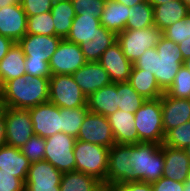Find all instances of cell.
<instances>
[{"mask_svg":"<svg viewBox=\"0 0 190 191\" xmlns=\"http://www.w3.org/2000/svg\"><path fill=\"white\" fill-rule=\"evenodd\" d=\"M50 77L23 75L4 84L8 107L29 109L49 100Z\"/></svg>","mask_w":190,"mask_h":191,"instance_id":"6da1fadb","label":"cell"},{"mask_svg":"<svg viewBox=\"0 0 190 191\" xmlns=\"http://www.w3.org/2000/svg\"><path fill=\"white\" fill-rule=\"evenodd\" d=\"M130 165L136 181L154 183L163 177L162 144L141 142L131 145Z\"/></svg>","mask_w":190,"mask_h":191,"instance_id":"7a4b0ae2","label":"cell"},{"mask_svg":"<svg viewBox=\"0 0 190 191\" xmlns=\"http://www.w3.org/2000/svg\"><path fill=\"white\" fill-rule=\"evenodd\" d=\"M134 116L139 143L146 142L161 145L165 136L161 97L157 99H147L143 105L135 111Z\"/></svg>","mask_w":190,"mask_h":191,"instance_id":"3957f363","label":"cell"},{"mask_svg":"<svg viewBox=\"0 0 190 191\" xmlns=\"http://www.w3.org/2000/svg\"><path fill=\"white\" fill-rule=\"evenodd\" d=\"M155 78L159 87L166 90L173 84L176 74L186 64L179 45L162 36L156 45Z\"/></svg>","mask_w":190,"mask_h":191,"instance_id":"277c9868","label":"cell"},{"mask_svg":"<svg viewBox=\"0 0 190 191\" xmlns=\"http://www.w3.org/2000/svg\"><path fill=\"white\" fill-rule=\"evenodd\" d=\"M73 153L76 171L91 175L103 184L106 182L109 148L76 140Z\"/></svg>","mask_w":190,"mask_h":191,"instance_id":"5b68a950","label":"cell"},{"mask_svg":"<svg viewBox=\"0 0 190 191\" xmlns=\"http://www.w3.org/2000/svg\"><path fill=\"white\" fill-rule=\"evenodd\" d=\"M162 36L163 32L159 28L151 26L139 30H124L117 34V42L125 57L133 63L147 49L156 47Z\"/></svg>","mask_w":190,"mask_h":191,"instance_id":"8992f818","label":"cell"},{"mask_svg":"<svg viewBox=\"0 0 190 191\" xmlns=\"http://www.w3.org/2000/svg\"><path fill=\"white\" fill-rule=\"evenodd\" d=\"M45 140L44 160L62 173L76 171L73 151L77 139L64 132H57Z\"/></svg>","mask_w":190,"mask_h":191,"instance_id":"52a82bcc","label":"cell"},{"mask_svg":"<svg viewBox=\"0 0 190 191\" xmlns=\"http://www.w3.org/2000/svg\"><path fill=\"white\" fill-rule=\"evenodd\" d=\"M59 108L87 107V97L72 75H51L49 100Z\"/></svg>","mask_w":190,"mask_h":191,"instance_id":"ba28073f","label":"cell"},{"mask_svg":"<svg viewBox=\"0 0 190 191\" xmlns=\"http://www.w3.org/2000/svg\"><path fill=\"white\" fill-rule=\"evenodd\" d=\"M131 145L115 143L109 148V159L105 185H117L136 181L130 165Z\"/></svg>","mask_w":190,"mask_h":191,"instance_id":"9c48e42d","label":"cell"},{"mask_svg":"<svg viewBox=\"0 0 190 191\" xmlns=\"http://www.w3.org/2000/svg\"><path fill=\"white\" fill-rule=\"evenodd\" d=\"M6 145L21 148L34 136L29 109L9 107L5 115Z\"/></svg>","mask_w":190,"mask_h":191,"instance_id":"30bf717a","label":"cell"},{"mask_svg":"<svg viewBox=\"0 0 190 191\" xmlns=\"http://www.w3.org/2000/svg\"><path fill=\"white\" fill-rule=\"evenodd\" d=\"M48 63L51 75H72L86 60L79 45L62 39Z\"/></svg>","mask_w":190,"mask_h":191,"instance_id":"8fae6325","label":"cell"},{"mask_svg":"<svg viewBox=\"0 0 190 191\" xmlns=\"http://www.w3.org/2000/svg\"><path fill=\"white\" fill-rule=\"evenodd\" d=\"M76 139L107 148H111L115 144L107 117L92 112L86 114Z\"/></svg>","mask_w":190,"mask_h":191,"instance_id":"7c38bea8","label":"cell"},{"mask_svg":"<svg viewBox=\"0 0 190 191\" xmlns=\"http://www.w3.org/2000/svg\"><path fill=\"white\" fill-rule=\"evenodd\" d=\"M34 134L43 138L61 132L60 108L50 101L29 108Z\"/></svg>","mask_w":190,"mask_h":191,"instance_id":"4fadbf2b","label":"cell"},{"mask_svg":"<svg viewBox=\"0 0 190 191\" xmlns=\"http://www.w3.org/2000/svg\"><path fill=\"white\" fill-rule=\"evenodd\" d=\"M61 40L62 38L59 36L26 34L17 43L25 54V60L49 62Z\"/></svg>","mask_w":190,"mask_h":191,"instance_id":"5bb4252c","label":"cell"},{"mask_svg":"<svg viewBox=\"0 0 190 191\" xmlns=\"http://www.w3.org/2000/svg\"><path fill=\"white\" fill-rule=\"evenodd\" d=\"M27 34V15L20 3L0 8V35L15 43Z\"/></svg>","mask_w":190,"mask_h":191,"instance_id":"9a60e30c","label":"cell"},{"mask_svg":"<svg viewBox=\"0 0 190 191\" xmlns=\"http://www.w3.org/2000/svg\"><path fill=\"white\" fill-rule=\"evenodd\" d=\"M72 77L86 97L112 83L107 71L99 62H86Z\"/></svg>","mask_w":190,"mask_h":191,"instance_id":"2e32d148","label":"cell"},{"mask_svg":"<svg viewBox=\"0 0 190 191\" xmlns=\"http://www.w3.org/2000/svg\"><path fill=\"white\" fill-rule=\"evenodd\" d=\"M98 62L107 71L112 83L129 81L133 64L125 57L118 42L110 46Z\"/></svg>","mask_w":190,"mask_h":191,"instance_id":"e0dca14e","label":"cell"},{"mask_svg":"<svg viewBox=\"0 0 190 191\" xmlns=\"http://www.w3.org/2000/svg\"><path fill=\"white\" fill-rule=\"evenodd\" d=\"M161 107L164 133L190 120V99L170 97L164 92Z\"/></svg>","mask_w":190,"mask_h":191,"instance_id":"ac0fdd59","label":"cell"},{"mask_svg":"<svg viewBox=\"0 0 190 191\" xmlns=\"http://www.w3.org/2000/svg\"><path fill=\"white\" fill-rule=\"evenodd\" d=\"M162 151L164 154L163 177L185 183L190 170V159L185 150L162 144Z\"/></svg>","mask_w":190,"mask_h":191,"instance_id":"d6986e66","label":"cell"},{"mask_svg":"<svg viewBox=\"0 0 190 191\" xmlns=\"http://www.w3.org/2000/svg\"><path fill=\"white\" fill-rule=\"evenodd\" d=\"M107 119L111 125L115 143L129 145L139 143L134 113L117 110L107 116Z\"/></svg>","mask_w":190,"mask_h":191,"instance_id":"ffe728a7","label":"cell"},{"mask_svg":"<svg viewBox=\"0 0 190 191\" xmlns=\"http://www.w3.org/2000/svg\"><path fill=\"white\" fill-rule=\"evenodd\" d=\"M30 164L28 158L22 154L19 148L8 145L0 147V169L3 170L2 172L11 173L25 183Z\"/></svg>","mask_w":190,"mask_h":191,"instance_id":"44dd1931","label":"cell"},{"mask_svg":"<svg viewBox=\"0 0 190 191\" xmlns=\"http://www.w3.org/2000/svg\"><path fill=\"white\" fill-rule=\"evenodd\" d=\"M89 112L105 117L115 113L117 107V83H111L87 97Z\"/></svg>","mask_w":190,"mask_h":191,"instance_id":"7402d4cb","label":"cell"},{"mask_svg":"<svg viewBox=\"0 0 190 191\" xmlns=\"http://www.w3.org/2000/svg\"><path fill=\"white\" fill-rule=\"evenodd\" d=\"M100 26L101 22L98 17L76 15L66 40L77 45L86 44L100 33Z\"/></svg>","mask_w":190,"mask_h":191,"instance_id":"603a6c76","label":"cell"},{"mask_svg":"<svg viewBox=\"0 0 190 191\" xmlns=\"http://www.w3.org/2000/svg\"><path fill=\"white\" fill-rule=\"evenodd\" d=\"M154 26L162 32L173 23L185 19L190 9L181 1L173 0L162 5L153 7Z\"/></svg>","mask_w":190,"mask_h":191,"instance_id":"cb8c5ba5","label":"cell"},{"mask_svg":"<svg viewBox=\"0 0 190 191\" xmlns=\"http://www.w3.org/2000/svg\"><path fill=\"white\" fill-rule=\"evenodd\" d=\"M128 6L115 0H106L103 13L100 16L101 25L109 31L119 34L125 30L129 18Z\"/></svg>","mask_w":190,"mask_h":191,"instance_id":"d4e9b609","label":"cell"},{"mask_svg":"<svg viewBox=\"0 0 190 191\" xmlns=\"http://www.w3.org/2000/svg\"><path fill=\"white\" fill-rule=\"evenodd\" d=\"M0 75L4 84L11 79L26 75L25 54L17 42L0 61Z\"/></svg>","mask_w":190,"mask_h":191,"instance_id":"484cf974","label":"cell"},{"mask_svg":"<svg viewBox=\"0 0 190 191\" xmlns=\"http://www.w3.org/2000/svg\"><path fill=\"white\" fill-rule=\"evenodd\" d=\"M128 82L145 99H157L164 94V91L158 85L155 75L146 72V70L132 68Z\"/></svg>","mask_w":190,"mask_h":191,"instance_id":"4316f807","label":"cell"},{"mask_svg":"<svg viewBox=\"0 0 190 191\" xmlns=\"http://www.w3.org/2000/svg\"><path fill=\"white\" fill-rule=\"evenodd\" d=\"M62 174L46 160L34 162L30 164L25 185H60Z\"/></svg>","mask_w":190,"mask_h":191,"instance_id":"83f0119b","label":"cell"},{"mask_svg":"<svg viewBox=\"0 0 190 191\" xmlns=\"http://www.w3.org/2000/svg\"><path fill=\"white\" fill-rule=\"evenodd\" d=\"M117 42V34L100 26L98 33L92 41L86 44H79L86 62H98L101 55L113 44Z\"/></svg>","mask_w":190,"mask_h":191,"instance_id":"f1b7e54d","label":"cell"},{"mask_svg":"<svg viewBox=\"0 0 190 191\" xmlns=\"http://www.w3.org/2000/svg\"><path fill=\"white\" fill-rule=\"evenodd\" d=\"M55 36L66 39L70 33L72 21L76 16L71 0L53 4L51 8Z\"/></svg>","mask_w":190,"mask_h":191,"instance_id":"f546056e","label":"cell"},{"mask_svg":"<svg viewBox=\"0 0 190 191\" xmlns=\"http://www.w3.org/2000/svg\"><path fill=\"white\" fill-rule=\"evenodd\" d=\"M103 185L97 178L79 171L62 174L60 191H97Z\"/></svg>","mask_w":190,"mask_h":191,"instance_id":"4dcf8cb0","label":"cell"},{"mask_svg":"<svg viewBox=\"0 0 190 191\" xmlns=\"http://www.w3.org/2000/svg\"><path fill=\"white\" fill-rule=\"evenodd\" d=\"M151 26H154V11L148 0L130 8L125 30H139Z\"/></svg>","mask_w":190,"mask_h":191,"instance_id":"1f68e13d","label":"cell"},{"mask_svg":"<svg viewBox=\"0 0 190 191\" xmlns=\"http://www.w3.org/2000/svg\"><path fill=\"white\" fill-rule=\"evenodd\" d=\"M146 100L147 99L141 96L128 81L117 83L118 110L135 113Z\"/></svg>","mask_w":190,"mask_h":191,"instance_id":"d6a6232c","label":"cell"},{"mask_svg":"<svg viewBox=\"0 0 190 191\" xmlns=\"http://www.w3.org/2000/svg\"><path fill=\"white\" fill-rule=\"evenodd\" d=\"M88 112L87 107L60 108L61 132L77 138L80 126Z\"/></svg>","mask_w":190,"mask_h":191,"instance_id":"836d02e7","label":"cell"},{"mask_svg":"<svg viewBox=\"0 0 190 191\" xmlns=\"http://www.w3.org/2000/svg\"><path fill=\"white\" fill-rule=\"evenodd\" d=\"M165 93L174 98L190 99V67L187 64L182 65Z\"/></svg>","mask_w":190,"mask_h":191,"instance_id":"e575fe53","label":"cell"},{"mask_svg":"<svg viewBox=\"0 0 190 191\" xmlns=\"http://www.w3.org/2000/svg\"><path fill=\"white\" fill-rule=\"evenodd\" d=\"M27 34L55 36L51 11L27 17Z\"/></svg>","mask_w":190,"mask_h":191,"instance_id":"d590c367","label":"cell"},{"mask_svg":"<svg viewBox=\"0 0 190 191\" xmlns=\"http://www.w3.org/2000/svg\"><path fill=\"white\" fill-rule=\"evenodd\" d=\"M166 146L184 149L190 144V120L165 133L163 143Z\"/></svg>","mask_w":190,"mask_h":191,"instance_id":"8d00e7d4","label":"cell"},{"mask_svg":"<svg viewBox=\"0 0 190 191\" xmlns=\"http://www.w3.org/2000/svg\"><path fill=\"white\" fill-rule=\"evenodd\" d=\"M46 140L43 137L34 135L20 148L30 163L44 160Z\"/></svg>","mask_w":190,"mask_h":191,"instance_id":"74e56055","label":"cell"},{"mask_svg":"<svg viewBox=\"0 0 190 191\" xmlns=\"http://www.w3.org/2000/svg\"><path fill=\"white\" fill-rule=\"evenodd\" d=\"M76 15L98 17L103 13L106 0H71Z\"/></svg>","mask_w":190,"mask_h":191,"instance_id":"f35d334b","label":"cell"},{"mask_svg":"<svg viewBox=\"0 0 190 191\" xmlns=\"http://www.w3.org/2000/svg\"><path fill=\"white\" fill-rule=\"evenodd\" d=\"M163 36L172 40L176 44H180L188 38V24L185 19L179 20L163 31Z\"/></svg>","mask_w":190,"mask_h":191,"instance_id":"ab89813d","label":"cell"},{"mask_svg":"<svg viewBox=\"0 0 190 191\" xmlns=\"http://www.w3.org/2000/svg\"><path fill=\"white\" fill-rule=\"evenodd\" d=\"M27 17L51 11L53 3L50 0H23L21 3Z\"/></svg>","mask_w":190,"mask_h":191,"instance_id":"60d3db41","label":"cell"},{"mask_svg":"<svg viewBox=\"0 0 190 191\" xmlns=\"http://www.w3.org/2000/svg\"><path fill=\"white\" fill-rule=\"evenodd\" d=\"M132 68L146 70L148 73H155L156 64V48L147 49L135 62Z\"/></svg>","mask_w":190,"mask_h":191,"instance_id":"b9f144b4","label":"cell"},{"mask_svg":"<svg viewBox=\"0 0 190 191\" xmlns=\"http://www.w3.org/2000/svg\"><path fill=\"white\" fill-rule=\"evenodd\" d=\"M27 76L50 77L49 63L45 60H25Z\"/></svg>","mask_w":190,"mask_h":191,"instance_id":"7bdbcfd3","label":"cell"},{"mask_svg":"<svg viewBox=\"0 0 190 191\" xmlns=\"http://www.w3.org/2000/svg\"><path fill=\"white\" fill-rule=\"evenodd\" d=\"M2 171L0 169V191H23L25 189V183L21 179Z\"/></svg>","mask_w":190,"mask_h":191,"instance_id":"ee69618b","label":"cell"},{"mask_svg":"<svg viewBox=\"0 0 190 191\" xmlns=\"http://www.w3.org/2000/svg\"><path fill=\"white\" fill-rule=\"evenodd\" d=\"M153 191H185V183L161 177L151 184Z\"/></svg>","mask_w":190,"mask_h":191,"instance_id":"f6af8a7d","label":"cell"},{"mask_svg":"<svg viewBox=\"0 0 190 191\" xmlns=\"http://www.w3.org/2000/svg\"><path fill=\"white\" fill-rule=\"evenodd\" d=\"M112 187L114 191H153L150 183L142 181L126 182Z\"/></svg>","mask_w":190,"mask_h":191,"instance_id":"bcb514c9","label":"cell"},{"mask_svg":"<svg viewBox=\"0 0 190 191\" xmlns=\"http://www.w3.org/2000/svg\"><path fill=\"white\" fill-rule=\"evenodd\" d=\"M15 42L9 37L0 35V61L8 53Z\"/></svg>","mask_w":190,"mask_h":191,"instance_id":"7dc6e473","label":"cell"},{"mask_svg":"<svg viewBox=\"0 0 190 191\" xmlns=\"http://www.w3.org/2000/svg\"><path fill=\"white\" fill-rule=\"evenodd\" d=\"M28 191H60V185H25Z\"/></svg>","mask_w":190,"mask_h":191,"instance_id":"c3c4849f","label":"cell"},{"mask_svg":"<svg viewBox=\"0 0 190 191\" xmlns=\"http://www.w3.org/2000/svg\"><path fill=\"white\" fill-rule=\"evenodd\" d=\"M179 45L180 52L182 53L185 62L190 59V39L189 37L181 42Z\"/></svg>","mask_w":190,"mask_h":191,"instance_id":"681fc988","label":"cell"},{"mask_svg":"<svg viewBox=\"0 0 190 191\" xmlns=\"http://www.w3.org/2000/svg\"><path fill=\"white\" fill-rule=\"evenodd\" d=\"M6 145L5 118L0 119V147Z\"/></svg>","mask_w":190,"mask_h":191,"instance_id":"f907efd6","label":"cell"},{"mask_svg":"<svg viewBox=\"0 0 190 191\" xmlns=\"http://www.w3.org/2000/svg\"><path fill=\"white\" fill-rule=\"evenodd\" d=\"M7 101L4 95H0V119L5 118L6 112L8 110Z\"/></svg>","mask_w":190,"mask_h":191,"instance_id":"816d5d0a","label":"cell"},{"mask_svg":"<svg viewBox=\"0 0 190 191\" xmlns=\"http://www.w3.org/2000/svg\"><path fill=\"white\" fill-rule=\"evenodd\" d=\"M116 2L122 3L129 8L134 7L135 5L145 1V0H115Z\"/></svg>","mask_w":190,"mask_h":191,"instance_id":"f5cc1de1","label":"cell"},{"mask_svg":"<svg viewBox=\"0 0 190 191\" xmlns=\"http://www.w3.org/2000/svg\"><path fill=\"white\" fill-rule=\"evenodd\" d=\"M150 2V4L155 7L157 5H162V4H165L167 2H171L173 0H148Z\"/></svg>","mask_w":190,"mask_h":191,"instance_id":"db71d44e","label":"cell"},{"mask_svg":"<svg viewBox=\"0 0 190 191\" xmlns=\"http://www.w3.org/2000/svg\"><path fill=\"white\" fill-rule=\"evenodd\" d=\"M16 4L14 0H0V8Z\"/></svg>","mask_w":190,"mask_h":191,"instance_id":"11a10c76","label":"cell"},{"mask_svg":"<svg viewBox=\"0 0 190 191\" xmlns=\"http://www.w3.org/2000/svg\"><path fill=\"white\" fill-rule=\"evenodd\" d=\"M97 191H114V189L110 185L103 184Z\"/></svg>","mask_w":190,"mask_h":191,"instance_id":"9f6ffc18","label":"cell"},{"mask_svg":"<svg viewBox=\"0 0 190 191\" xmlns=\"http://www.w3.org/2000/svg\"><path fill=\"white\" fill-rule=\"evenodd\" d=\"M186 24H188V37L190 39V13L185 18Z\"/></svg>","mask_w":190,"mask_h":191,"instance_id":"6f0895ef","label":"cell"},{"mask_svg":"<svg viewBox=\"0 0 190 191\" xmlns=\"http://www.w3.org/2000/svg\"><path fill=\"white\" fill-rule=\"evenodd\" d=\"M0 95H4V83L0 75Z\"/></svg>","mask_w":190,"mask_h":191,"instance_id":"680465c9","label":"cell"},{"mask_svg":"<svg viewBox=\"0 0 190 191\" xmlns=\"http://www.w3.org/2000/svg\"><path fill=\"white\" fill-rule=\"evenodd\" d=\"M184 150H185L188 158L190 159V144L187 147H185Z\"/></svg>","mask_w":190,"mask_h":191,"instance_id":"91938a15","label":"cell"},{"mask_svg":"<svg viewBox=\"0 0 190 191\" xmlns=\"http://www.w3.org/2000/svg\"><path fill=\"white\" fill-rule=\"evenodd\" d=\"M186 185H188L190 187V170H189V174H188V177L186 178V182H185Z\"/></svg>","mask_w":190,"mask_h":191,"instance_id":"94428289","label":"cell"},{"mask_svg":"<svg viewBox=\"0 0 190 191\" xmlns=\"http://www.w3.org/2000/svg\"><path fill=\"white\" fill-rule=\"evenodd\" d=\"M190 9V0H181Z\"/></svg>","mask_w":190,"mask_h":191,"instance_id":"6125c7cd","label":"cell"},{"mask_svg":"<svg viewBox=\"0 0 190 191\" xmlns=\"http://www.w3.org/2000/svg\"><path fill=\"white\" fill-rule=\"evenodd\" d=\"M53 4H55V3H60V2H62V1H66V0H50Z\"/></svg>","mask_w":190,"mask_h":191,"instance_id":"be15d7a7","label":"cell"},{"mask_svg":"<svg viewBox=\"0 0 190 191\" xmlns=\"http://www.w3.org/2000/svg\"><path fill=\"white\" fill-rule=\"evenodd\" d=\"M185 191H190V187L185 184Z\"/></svg>","mask_w":190,"mask_h":191,"instance_id":"e7e4bbea","label":"cell"},{"mask_svg":"<svg viewBox=\"0 0 190 191\" xmlns=\"http://www.w3.org/2000/svg\"><path fill=\"white\" fill-rule=\"evenodd\" d=\"M16 3H22L23 0H14Z\"/></svg>","mask_w":190,"mask_h":191,"instance_id":"03108f58","label":"cell"},{"mask_svg":"<svg viewBox=\"0 0 190 191\" xmlns=\"http://www.w3.org/2000/svg\"><path fill=\"white\" fill-rule=\"evenodd\" d=\"M186 64L190 67V59L187 60Z\"/></svg>","mask_w":190,"mask_h":191,"instance_id":"003e7915","label":"cell"}]
</instances>
